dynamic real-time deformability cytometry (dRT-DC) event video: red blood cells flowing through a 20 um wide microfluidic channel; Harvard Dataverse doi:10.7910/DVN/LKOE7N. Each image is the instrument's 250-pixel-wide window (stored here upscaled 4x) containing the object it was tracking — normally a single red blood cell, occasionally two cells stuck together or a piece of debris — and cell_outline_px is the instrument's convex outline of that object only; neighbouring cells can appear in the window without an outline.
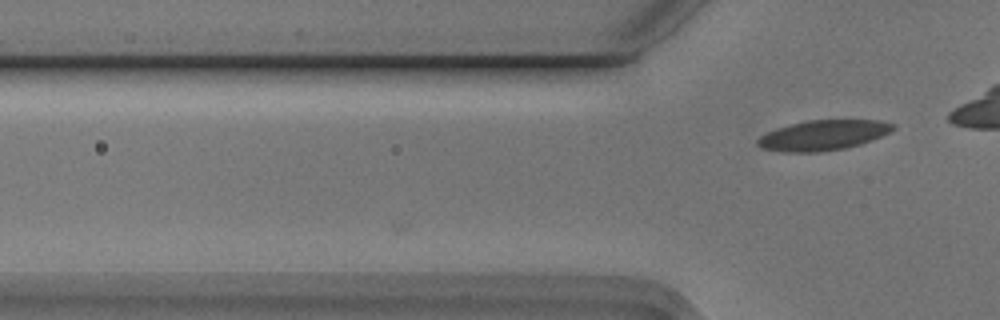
{"species": "Egyptian fruit bat (a non-hibernating species)", "species_latin": "Rousettus aegyptiacus", "temperature_condition": "cold", "stored_images_in_passage": 6, "camera_frame_rate_fps": 3000, "um_per_image_px": 0.085, "animal": {"sex": "male"}, "frame": {"image": 1, "passage_image": 6, "time_ms": 1.667, "image_size_px": [1000, 320], "cell_outline_px": [[892, 128], [888, 132], [880, 136], [860, 144], [844, 148], [820, 152], [784, 152], [760, 148], [756, 144], [756, 140], [760, 136], [776, 128], [804, 120], [880, 120], [892, 124]], "centroid_in_image_um": [69.87, 11.49], "position_along_channel_um": 55.9, "area_um2": 23.58}}